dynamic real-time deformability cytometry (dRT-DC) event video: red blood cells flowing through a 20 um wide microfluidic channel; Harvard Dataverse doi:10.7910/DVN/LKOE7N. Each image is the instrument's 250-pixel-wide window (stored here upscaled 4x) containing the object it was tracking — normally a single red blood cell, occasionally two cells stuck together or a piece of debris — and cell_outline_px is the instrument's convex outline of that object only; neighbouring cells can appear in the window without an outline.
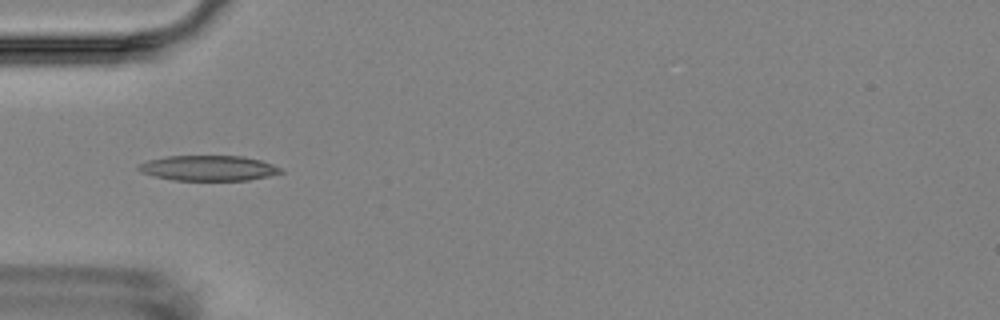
{"species": "Egyptian fruit bat (a non-hibernating species)", "species_latin": "Rousettus aegyptiacus", "temperature_condition": "room temperature", "stored_images_in_passage": 9, "camera_frame_rate_fps": 3000, "um_per_image_px": 0.085, "animal": {"sex": "female"}, "frame": {"image": 1, "passage_image": 3, "time_ms": 2.333, "image_size_px": [1000, 320], "cell_outline_px": [[284, 172], [268, 176], [248, 180], [172, 180], [140, 172], [136, 168], [140, 164], [148, 160], [168, 156], [244, 156], [260, 160], [272, 164], [280, 168]], "centroid_in_image_um": [17.72, 14.29], "position_along_channel_um": 67.3, "area_um2": 20.81}}
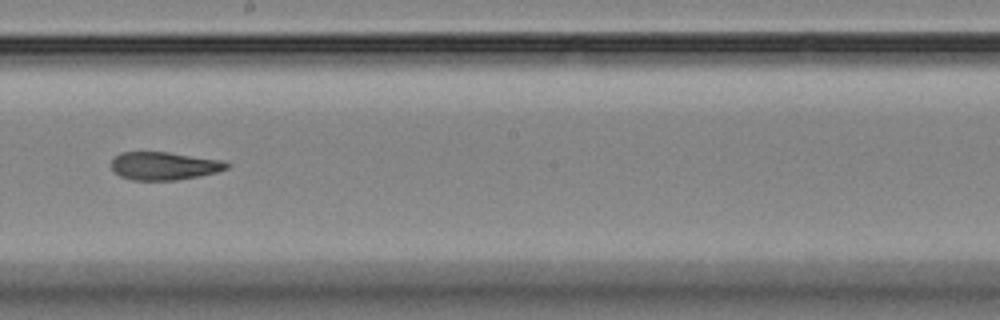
{"frame": {"image": 2, "passage_image": 7, "time_ms": 7.0, "image_size_px": [1000, 320], "cell_outline_px": [[232, 164], [228, 168], [216, 172], [200, 176], [176, 180], [132, 180], [120, 176], [112, 168], [112, 160], [120, 152], [168, 152], [224, 160]], "centroid_in_image_um": [14.0, 14.1], "position_along_channel_um": 234.2, "area_um2": 18.9}}
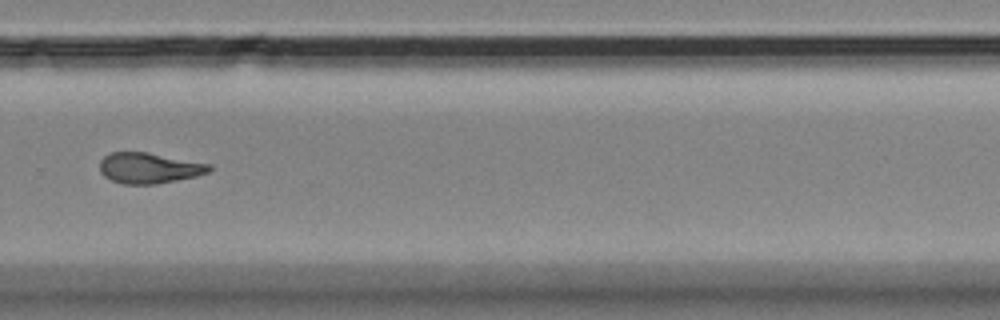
{"frame": {"image": 3, "passage_image": 9, "time_ms": 9.333, "image_size_px": [1000, 320], "cell_outline_px": [[212, 168], [208, 172], [196, 176], [156, 184], [120, 184], [104, 176], [100, 172], [100, 160], [104, 156], [112, 152], [148, 152], [212, 164]], "centroid_in_image_um": [12.67, 14.28], "position_along_channel_um": 317.1, "area_um2": 19.65}}